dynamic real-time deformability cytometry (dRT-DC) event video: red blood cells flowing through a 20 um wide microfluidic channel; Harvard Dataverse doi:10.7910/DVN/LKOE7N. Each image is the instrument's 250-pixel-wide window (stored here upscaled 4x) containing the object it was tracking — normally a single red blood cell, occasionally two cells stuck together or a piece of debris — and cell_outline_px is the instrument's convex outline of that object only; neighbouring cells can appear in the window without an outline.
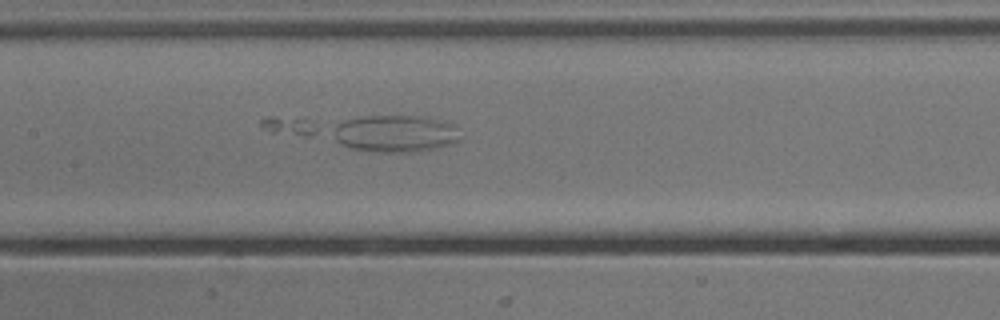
{"species": "common noctule bat (a hibernating species)", "species_latin": "Nyctalus noctula", "temperature_condition": "cold", "stored_images_in_passage": 47, "camera_frame_rate_fps": 3000, "um_per_image_px": 0.085, "animal": {"sex": "male", "body_mass_g": 13.3}, "frame": {"image": 1, "passage_image": 25, "time_ms": 8.0, "image_size_px": [1000, 320], "cell_outline_px": [[460, 140], [452, 144], [436, 148], [412, 152], [384, 152], [352, 148], [340, 144], [328, 132], [328, 128], [344, 120], [364, 116], [428, 116], [452, 124], [456, 128]], "centroid_in_image_um": [33.53, 11.34], "position_along_channel_um": 173.9, "area_um2": 27.8}}